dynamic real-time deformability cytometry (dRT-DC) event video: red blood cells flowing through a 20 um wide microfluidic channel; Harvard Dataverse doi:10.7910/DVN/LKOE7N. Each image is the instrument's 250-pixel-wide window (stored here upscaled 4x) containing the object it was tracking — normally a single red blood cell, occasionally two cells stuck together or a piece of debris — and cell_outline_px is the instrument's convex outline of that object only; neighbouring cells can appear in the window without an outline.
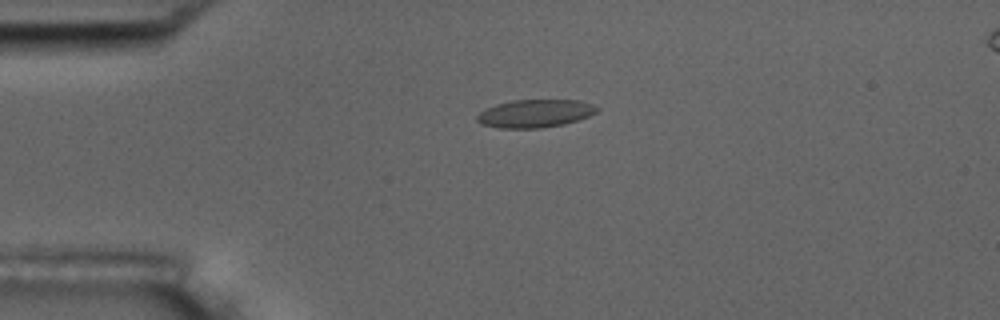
{"species": "common noctule bat (a hibernating species)", "species_latin": "Nyctalus noctula", "temperature_condition": "room temperature", "stored_images_in_passage": 5, "camera_frame_rate_fps": 3000, "um_per_image_px": 0.085, "animal": {"sex": "male", "body_mass_g": 17.5, "forearm_length_mm": 52.3}, "frame": {"image": 1, "passage_image": 1, "time_ms": 0.0, "image_size_px": [1000, 320], "cell_outline_px": [[600, 108], [596, 112], [588, 116], [564, 124], [540, 128], [500, 128], [480, 124], [476, 120], [476, 116], [484, 108], [496, 104], [512, 100], [580, 100], [592, 104]], "centroid_in_image_um": [45.44, 9.64], "position_along_channel_um": 39.6, "area_um2": 19.59}}
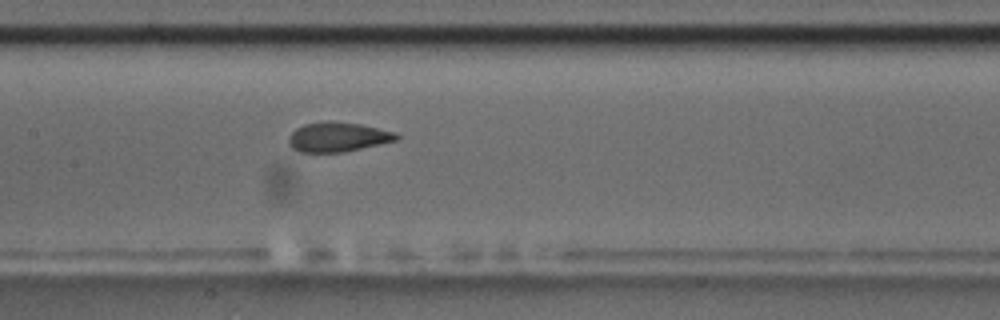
{"frame": {"image": 2, "passage_image": 5, "time_ms": 4.667, "image_size_px": [1000, 320], "cell_outline_px": [[400, 136], [396, 140], [380, 144], [344, 152], [300, 152], [292, 148], [288, 144], [288, 136], [296, 128], [304, 124], [332, 120], [360, 124], [396, 132]], "centroid_in_image_um": [28.69, 11.64], "position_along_channel_um": 178.7, "area_um2": 18.67}}